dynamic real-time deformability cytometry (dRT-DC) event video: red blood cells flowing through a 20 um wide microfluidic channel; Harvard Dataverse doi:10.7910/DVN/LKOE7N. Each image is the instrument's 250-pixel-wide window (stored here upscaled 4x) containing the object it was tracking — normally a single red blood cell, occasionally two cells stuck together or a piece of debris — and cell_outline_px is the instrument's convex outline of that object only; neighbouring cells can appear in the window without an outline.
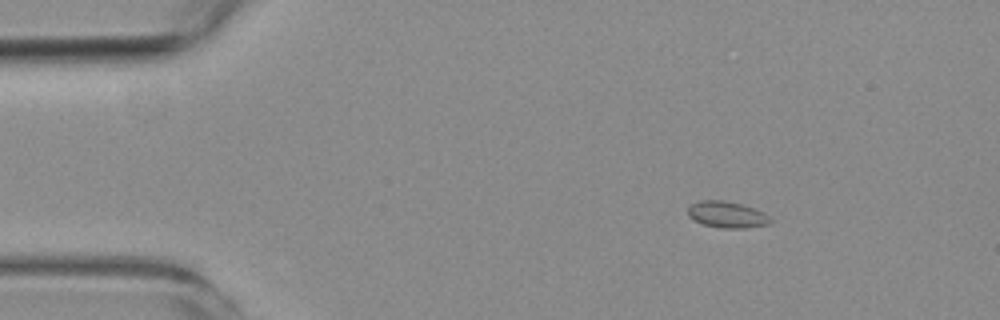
{"species": "common noctule bat (a hibernating species)", "species_latin": "Nyctalus noctula", "temperature_condition": "room temperature", "stored_images_in_passage": 3, "camera_frame_rate_fps": 3000, "um_per_image_px": 0.085, "animal": {"sex": "female", "body_mass_g": 19.3, "forearm_length_mm": 54.1}, "frame": {"image": 1, "passage_image": 1, "time_ms": 0.0, "image_size_px": [1000, 320], "cell_outline_px": [[772, 220], [768, 224], [748, 228], [720, 228], [704, 224], [688, 216], [688, 208], [692, 204], [700, 200], [724, 200], [740, 204], [764, 212]], "centroid_in_image_um": [61.8, 18.24], "position_along_channel_um": 23.2, "area_um2": 12.54}}